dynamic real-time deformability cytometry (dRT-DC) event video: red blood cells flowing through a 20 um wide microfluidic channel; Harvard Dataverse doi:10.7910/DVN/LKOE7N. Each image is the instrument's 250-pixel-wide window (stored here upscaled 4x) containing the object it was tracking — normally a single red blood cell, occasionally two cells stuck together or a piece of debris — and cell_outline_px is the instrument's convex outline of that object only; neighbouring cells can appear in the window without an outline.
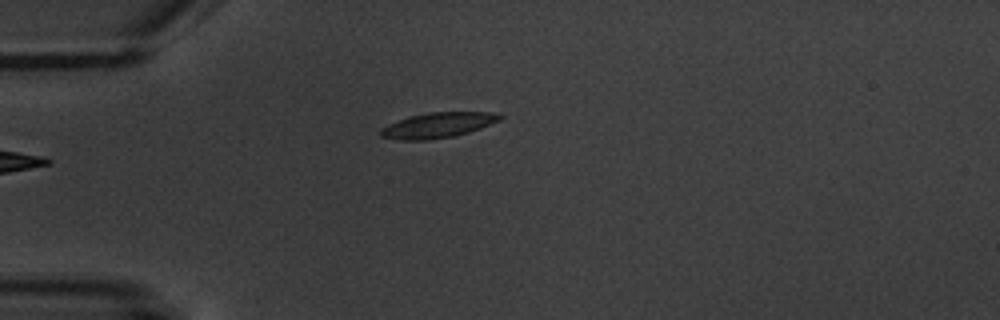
{"species": "common noctule bat (a hibernating species)", "species_latin": "Nyctalus noctula", "temperature_condition": "warm", "stored_images_in_passage": 6, "camera_frame_rate_fps": 3000, "um_per_image_px": 0.085, "animal": {"sex": "male", "body_mass_g": 20.1, "forearm_length_mm": 53.5}, "frame": {"image": 1, "passage_image": 6, "time_ms": 6.333, "image_size_px": [1000, 320], "cell_outline_px": [[504, 116], [500, 120], [480, 128], [468, 132], [452, 136], [424, 140], [400, 140], [380, 136], [380, 128], [388, 124], [412, 116], [428, 112], [492, 112]], "centroid_in_image_um": [37.21, 10.63], "position_along_channel_um": 47.8, "area_um2": 17.28}}